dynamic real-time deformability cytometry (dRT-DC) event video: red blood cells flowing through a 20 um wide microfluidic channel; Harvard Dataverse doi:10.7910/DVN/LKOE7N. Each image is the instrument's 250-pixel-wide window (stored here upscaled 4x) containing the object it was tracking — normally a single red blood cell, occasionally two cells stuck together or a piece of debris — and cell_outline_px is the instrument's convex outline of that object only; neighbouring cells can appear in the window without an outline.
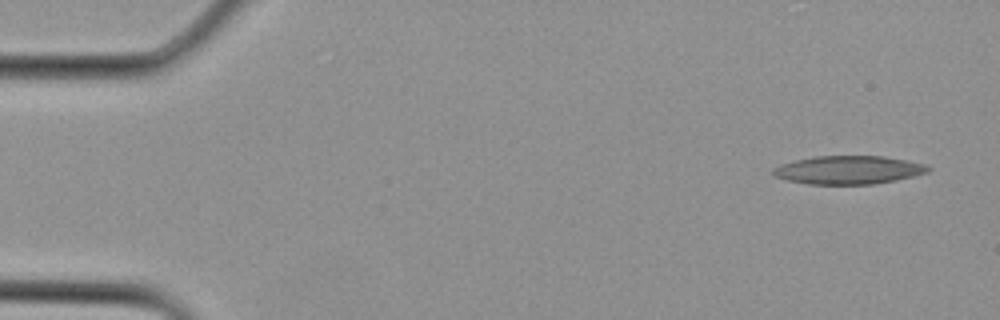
{"species": "Egyptian fruit bat (a non-hibernating species)", "species_latin": "Rousettus aegyptiacus", "temperature_condition": "cold", "stored_images_in_passage": 4, "camera_frame_rate_fps": 3000, "um_per_image_px": 0.085, "animal": {"sex": "female"}, "frame": {"image": 1, "passage_image": 4, "time_ms": 1.0, "image_size_px": [1000, 320], "cell_outline_px": [[932, 168], [928, 172], [896, 180], [872, 184], [808, 184], [788, 180], [776, 176], [772, 172], [772, 168], [780, 164], [796, 160], [816, 156], [884, 156], [924, 164]], "centroid_in_image_um": [72.11, 14.44], "position_along_channel_um": 12.9, "area_um2": 25.37}}